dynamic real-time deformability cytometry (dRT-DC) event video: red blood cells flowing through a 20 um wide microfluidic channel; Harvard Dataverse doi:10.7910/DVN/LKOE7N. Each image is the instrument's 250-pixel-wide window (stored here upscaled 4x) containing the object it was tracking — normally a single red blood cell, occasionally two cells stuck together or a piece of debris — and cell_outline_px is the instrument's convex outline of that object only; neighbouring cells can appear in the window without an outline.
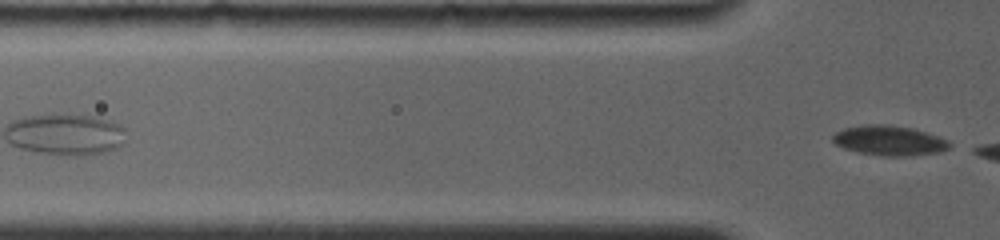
{"species": "common noctule bat (a hibernating species)", "species_latin": "Nyctalus noctula", "temperature_condition": "room temperature", "stored_images_in_passage": 7, "segment_of_instrument_passage": [2, 2], "camera_frame_rate_fps": 4000, "um_per_image_px": 0.085, "animal": {"sex": "female", "body_mass_g": 19.0, "forearm_length_mm": 56.7}, "frame": {"image": 1, "passage_image": 7, "time_ms": 4.5, "image_size_px": [1000, 240], "cell_outline_px": [[952, 144], [948, 148], [940, 152], [904, 156], [884, 156], [860, 152], [844, 148], [836, 144], [832, 140], [832, 136], [836, 132], [844, 128], [864, 124], [888, 124], [912, 128], [928, 132], [948, 140]], "centroid_in_image_um": [75.6, 11.93], "position_along_channel_um": 50.2, "area_um2": 20.35}}